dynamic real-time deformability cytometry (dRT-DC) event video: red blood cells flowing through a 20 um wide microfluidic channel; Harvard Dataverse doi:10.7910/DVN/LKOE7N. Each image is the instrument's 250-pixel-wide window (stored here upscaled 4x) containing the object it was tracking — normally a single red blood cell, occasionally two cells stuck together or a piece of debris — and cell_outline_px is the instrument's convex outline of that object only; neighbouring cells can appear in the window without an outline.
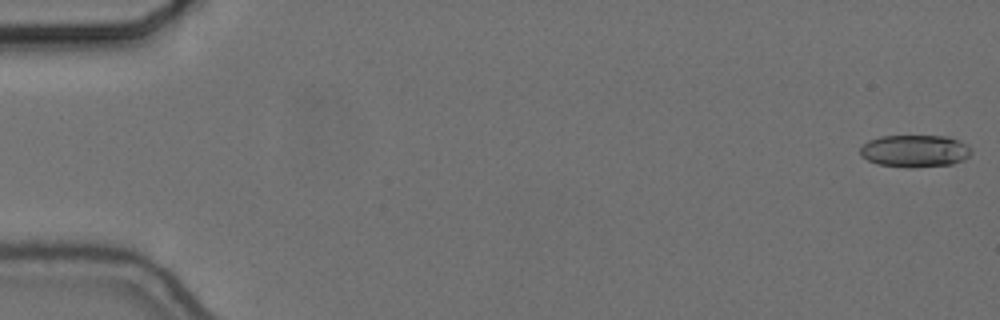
{"species": "common noctule bat (a hibernating species)", "species_latin": "Nyctalus noctula", "temperature_condition": "cold", "stored_images_in_passage": 56, "camera_frame_rate_fps": 3000, "um_per_image_px": 0.085, "animal": {"sex": "female", "body_mass_g": 24.6, "forearm_length_mm": 56.2}, "frame": {"image": 1, "passage_image": 1, "time_ms": 0.0, "image_size_px": [1000, 320], "cell_outline_px": [[972, 152], [964, 160], [952, 164], [912, 168], [908, 168], [876, 164], [860, 156], [860, 148], [868, 140], [880, 136], [948, 136], [960, 140], [968, 144], [972, 148]], "centroid_in_image_um": [77.78, 12.83], "position_along_channel_um": 7.2, "area_um2": 21.27}}
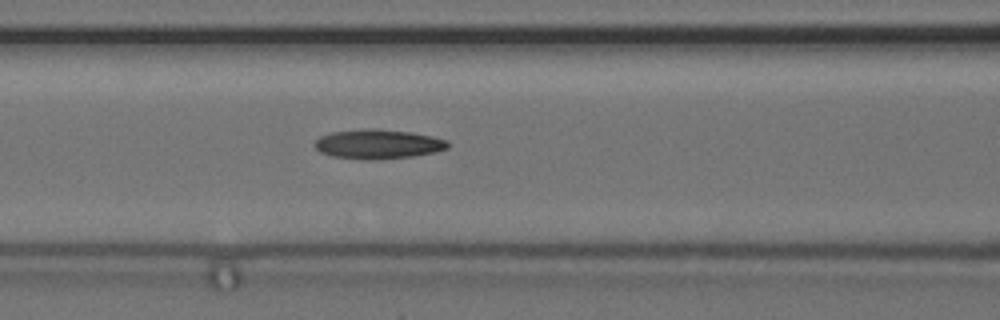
{"frame": {"image": 2, "passage_image": 24, "time_ms": 7.667, "image_size_px": [1000, 320], "cell_outline_px": [[448, 148], [436, 152], [412, 156], [376, 160], [360, 160], [332, 156], [320, 152], [312, 144], [320, 136], [332, 132], [372, 128], [408, 132], [432, 136], [448, 140]], "centroid_in_image_um": [32.11, 12.26], "position_along_channel_um": 134.5, "area_um2": 22.89}}
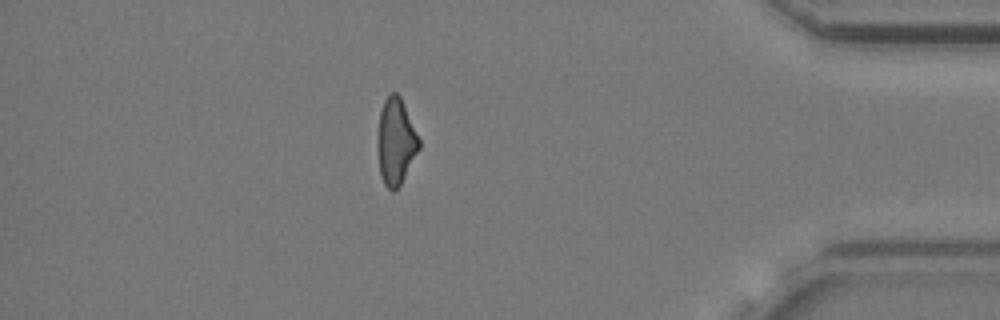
{"frame": {"image": 3, "passage_image": 49, "time_ms": 16.0, "image_size_px": [1000, 320], "cell_outline_px": [[420, 148], [400, 184], [392, 192], [384, 184], [380, 172], [376, 144], [376, 140], [380, 112], [384, 100], [392, 92], [396, 92], [400, 96], [420, 140]], "centroid_in_image_um": [33.62, 12.02], "position_along_channel_um": 401.6, "area_um2": 20.75}, "authors_computed_cell_mechanics": {"area_um2": 21.8773, "velocity_mm_per_s": 3.6847, "shape_relaxation_time_tau1_ms": 4.6458, "shape_relaxation_time_tau2_ms": 3.7431, "deformation_change_tau1": 0.1409, "deformation_change_tau2": 0.1247}}